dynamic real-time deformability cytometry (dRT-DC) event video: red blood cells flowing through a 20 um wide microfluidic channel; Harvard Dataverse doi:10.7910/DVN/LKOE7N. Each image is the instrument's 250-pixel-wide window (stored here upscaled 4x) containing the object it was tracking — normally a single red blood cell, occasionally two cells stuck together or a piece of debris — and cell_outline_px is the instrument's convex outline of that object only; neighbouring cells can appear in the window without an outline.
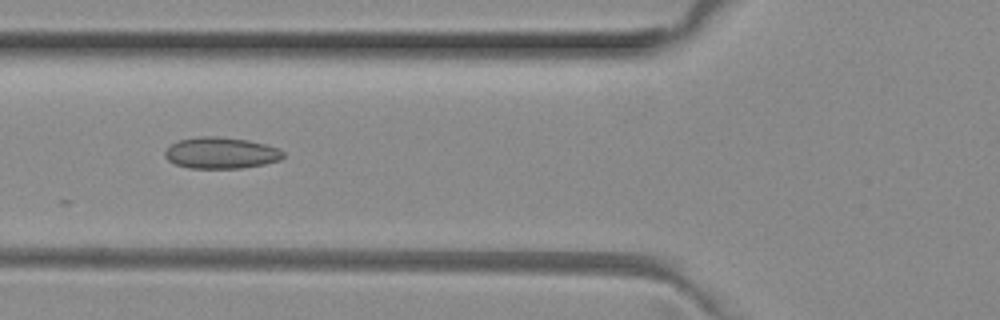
{"species": "common noctule bat (a hibernating species)", "species_latin": "Nyctalus noctula", "temperature_condition": "room temperature", "stored_images_in_passage": 6, "camera_frame_rate_fps": 3000, "um_per_image_px": 0.085, "animal": {"sex": "female", "body_mass_g": 29.2, "forearm_length_mm": 56.3}, "frame": {"image": 1, "passage_image": 6, "time_ms": 1.667, "image_size_px": [1000, 320], "cell_outline_px": [[284, 156], [280, 160], [264, 164], [244, 168], [188, 168], [176, 164], [168, 160], [164, 156], [164, 152], [172, 144], [180, 140], [196, 136], [220, 136], [248, 140], [280, 148], [284, 152]], "centroid_in_image_um": [18.8, 13.0], "position_along_channel_um": 107.0, "area_um2": 21.73}}